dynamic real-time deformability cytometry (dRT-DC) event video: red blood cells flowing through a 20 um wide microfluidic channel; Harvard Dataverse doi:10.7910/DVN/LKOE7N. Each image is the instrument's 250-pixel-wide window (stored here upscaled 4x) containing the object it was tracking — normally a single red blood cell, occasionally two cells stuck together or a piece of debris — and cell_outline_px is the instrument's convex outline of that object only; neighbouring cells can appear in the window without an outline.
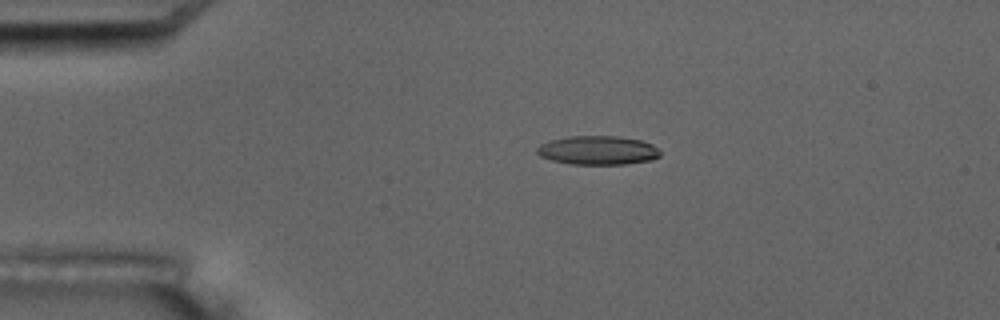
{"species": "common noctule bat (a hibernating species)", "species_latin": "Nyctalus noctula", "temperature_condition": "room temperature", "stored_images_in_passage": 5, "camera_frame_rate_fps": 3000, "um_per_image_px": 0.085, "animal": {"sex": "male", "body_mass_g": 17.5, "forearm_length_mm": 52.3}, "frame": {"image": 1, "passage_image": 3, "time_ms": 3.333, "image_size_px": [1000, 320], "cell_outline_px": [[660, 156], [652, 160], [624, 164], [572, 164], [552, 160], [540, 156], [536, 152], [536, 148], [540, 144], [552, 140], [572, 136], [616, 136], [640, 140], [652, 144], [660, 152]], "centroid_in_image_um": [50.81, 12.78], "position_along_channel_um": 34.2, "area_um2": 20.58}}
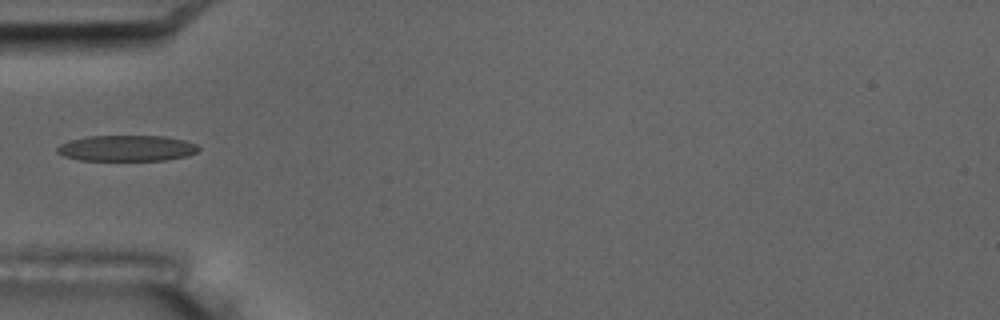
{"frame": {"image": 2, "passage_image": 5, "time_ms": 5.667, "image_size_px": [1000, 320], "cell_outline_px": [[200, 148], [196, 152], [188, 156], [164, 160], [80, 160], [64, 156], [56, 152], [56, 148], [60, 144], [68, 140], [88, 136], [164, 136], [184, 140], [196, 144]], "centroid_in_image_um": [10.75, 12.59], "position_along_channel_um": 74.2, "area_um2": 21.39}}